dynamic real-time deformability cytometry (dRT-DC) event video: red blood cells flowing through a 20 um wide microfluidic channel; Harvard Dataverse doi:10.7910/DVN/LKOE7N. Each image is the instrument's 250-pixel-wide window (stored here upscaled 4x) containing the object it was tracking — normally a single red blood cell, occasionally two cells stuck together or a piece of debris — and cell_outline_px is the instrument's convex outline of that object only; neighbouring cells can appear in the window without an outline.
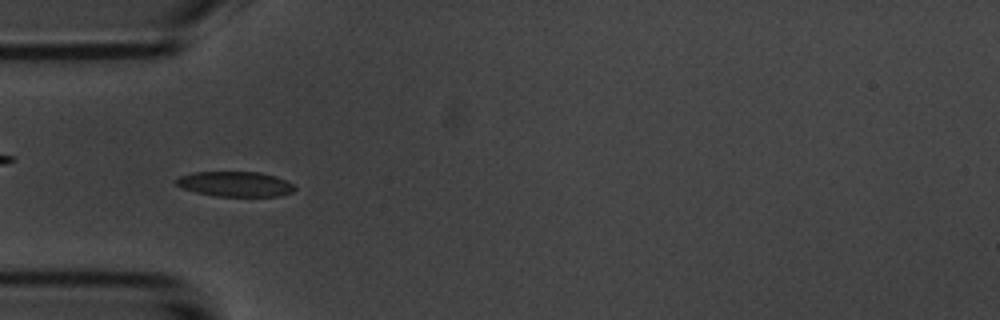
{"species": "common noctule bat (a hibernating species)", "species_latin": "Nyctalus noctula", "temperature_condition": "room temperature", "stored_images_in_passage": 7, "camera_frame_rate_fps": 3000, "um_per_image_px": 0.085, "animal": {"sex": "male", "body_mass_g": 20.1, "forearm_length_mm": 53.5}, "frame": {"image": 1, "passage_image": 3, "time_ms": 2.333, "image_size_px": [1000, 320], "cell_outline_px": [[296, 188], [292, 192], [280, 196], [216, 196], [196, 192], [184, 188], [176, 184], [172, 180], [180, 176], [192, 172], [260, 172], [276, 176], [292, 184]], "centroid_in_image_um": [19.97, 15.64], "position_along_channel_um": 65.0, "area_um2": 17.28}}
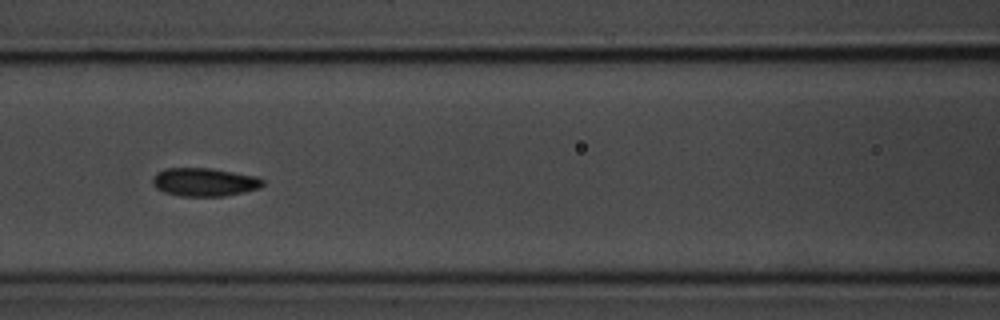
{"frame": {"image": 2, "passage_image": 5, "time_ms": 4.667, "image_size_px": [1000, 320], "cell_outline_px": [[264, 184], [260, 188], [244, 192], [224, 196], [180, 196], [164, 192], [156, 188], [152, 184], [152, 176], [156, 172], [164, 168], [212, 168], [256, 176], [264, 180]], "centroid_in_image_um": [17.35, 15.47], "position_along_channel_um": 149.3, "area_um2": 18.38}}
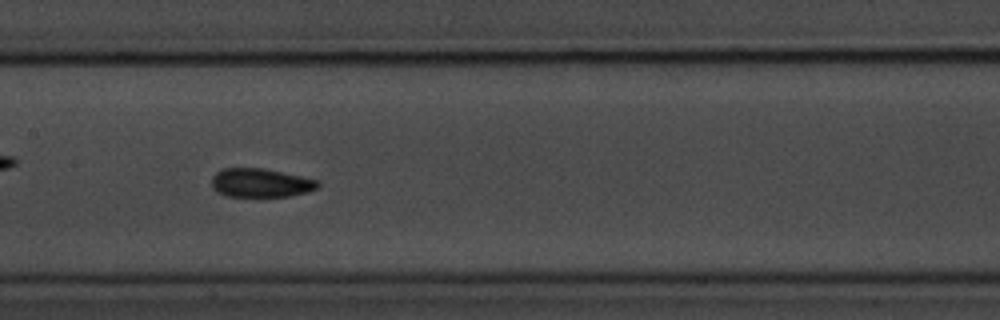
{"frame": {"image": 3, "passage_image": 6, "time_ms": 5.667, "image_size_px": [1000, 320], "cell_outline_px": [[320, 188], [308, 192], [292, 196], [264, 200], [228, 196], [216, 192], [212, 188], [212, 176], [220, 168], [264, 168], [320, 180]], "centroid_in_image_um": [22.19, 15.6], "position_along_channel_um": 185.2, "area_um2": 19.02}}